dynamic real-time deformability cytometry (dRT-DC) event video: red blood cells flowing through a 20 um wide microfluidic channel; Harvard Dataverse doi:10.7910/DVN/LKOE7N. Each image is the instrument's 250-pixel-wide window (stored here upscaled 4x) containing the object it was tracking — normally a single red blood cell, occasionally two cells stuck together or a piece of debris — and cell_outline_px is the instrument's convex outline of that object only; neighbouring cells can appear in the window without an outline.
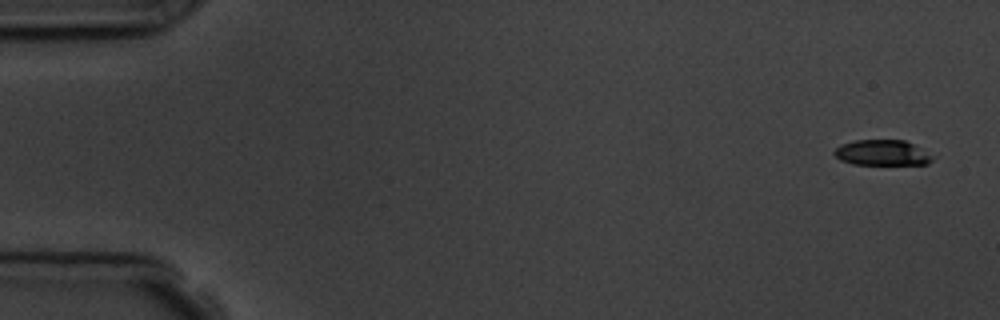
{"species": "common noctule bat (a hibernating species)", "species_latin": "Nyctalus noctula", "temperature_condition": "room temperature", "stored_images_in_passage": 5, "camera_frame_rate_fps": 3000, "um_per_image_px": 0.085, "animal": {"sex": "male", "body_mass_g": 19.5, "forearm_length_mm": 54.6}, "frame": {"image": 1, "passage_image": 1, "time_ms": 0.0, "image_size_px": [1000, 320], "cell_outline_px": [[932, 160], [928, 164], [852, 164], [840, 160], [832, 152], [840, 144], [856, 140], [904, 140], [912, 144], [928, 156]], "centroid_in_image_um": [74.86, 12.98], "position_along_channel_um": 10.1, "area_um2": 14.16}}
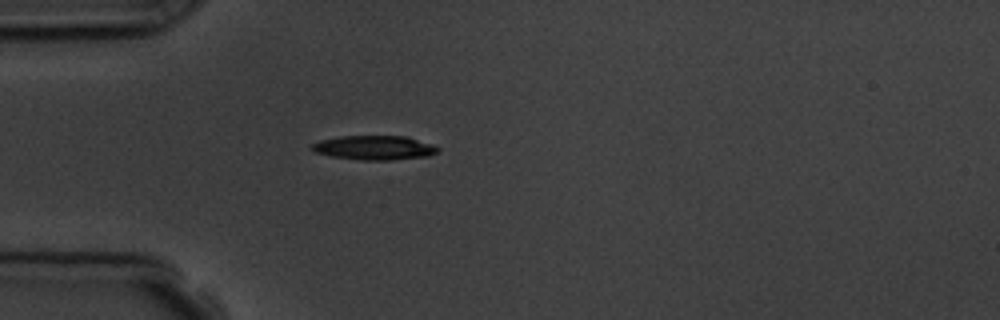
{"frame": {"image": 2, "passage_image": 5, "time_ms": 4.667, "image_size_px": [1000, 320], "cell_outline_px": [[440, 148], [436, 152], [428, 156], [388, 160], [364, 160], [332, 156], [316, 152], [312, 148], [312, 144], [320, 140], [340, 136], [408, 136], [432, 144]], "centroid_in_image_um": [31.85, 12.54], "position_along_channel_um": 53.1, "area_um2": 17.63}}